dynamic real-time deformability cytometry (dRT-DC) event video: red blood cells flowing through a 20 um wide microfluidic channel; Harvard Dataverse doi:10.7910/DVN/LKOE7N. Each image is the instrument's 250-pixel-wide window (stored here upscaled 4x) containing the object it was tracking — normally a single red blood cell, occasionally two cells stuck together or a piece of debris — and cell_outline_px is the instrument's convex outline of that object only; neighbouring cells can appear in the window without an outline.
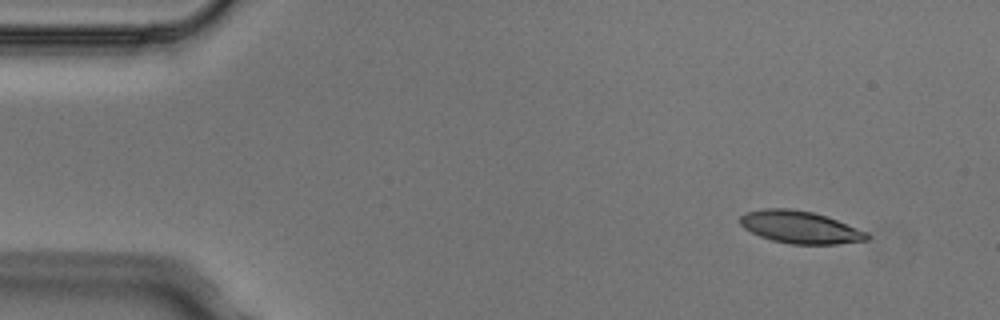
{"species": "Egyptian fruit bat (a non-hibernating species)", "species_latin": "Rousettus aegyptiacus", "temperature_condition": "cold", "stored_images_in_passage": 3, "camera_frame_rate_fps": 3000, "um_per_image_px": 0.085, "animal": {"sex": "male"}, "frame": {"image": 1, "passage_image": 1, "time_ms": 0.0, "image_size_px": [1000, 320], "cell_outline_px": [[872, 236], [868, 240], [836, 244], [792, 244], [772, 240], [760, 236], [744, 228], [740, 224], [740, 216], [744, 212], [764, 208], [788, 208], [812, 212], [836, 220], [868, 232]], "centroid_in_image_um": [68.0, 19.31], "position_along_channel_um": 17.0, "area_um2": 23.87}}
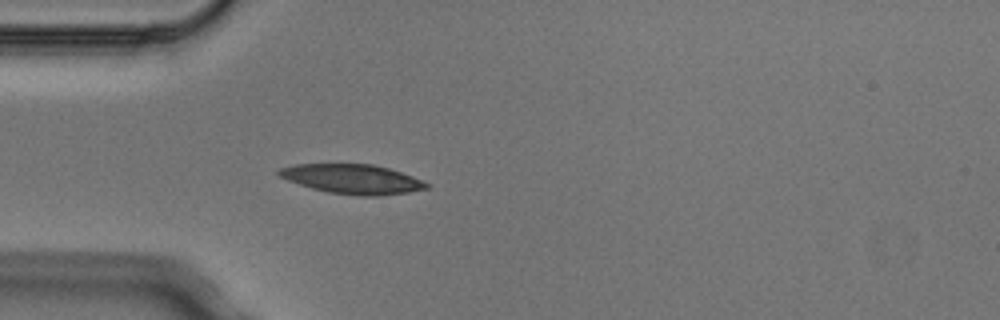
{"frame": {"image": 2, "passage_image": 3, "time_ms": 0.667, "image_size_px": [1000, 320], "cell_outline_px": [[428, 188], [408, 192], [376, 196], [360, 196], [328, 192], [312, 188], [288, 180], [280, 176], [276, 172], [280, 168], [296, 164], [372, 164], [388, 168], [412, 176], [428, 184]], "centroid_in_image_um": [29.93, 15.22], "position_along_channel_um": 55.1, "area_um2": 25.03}}